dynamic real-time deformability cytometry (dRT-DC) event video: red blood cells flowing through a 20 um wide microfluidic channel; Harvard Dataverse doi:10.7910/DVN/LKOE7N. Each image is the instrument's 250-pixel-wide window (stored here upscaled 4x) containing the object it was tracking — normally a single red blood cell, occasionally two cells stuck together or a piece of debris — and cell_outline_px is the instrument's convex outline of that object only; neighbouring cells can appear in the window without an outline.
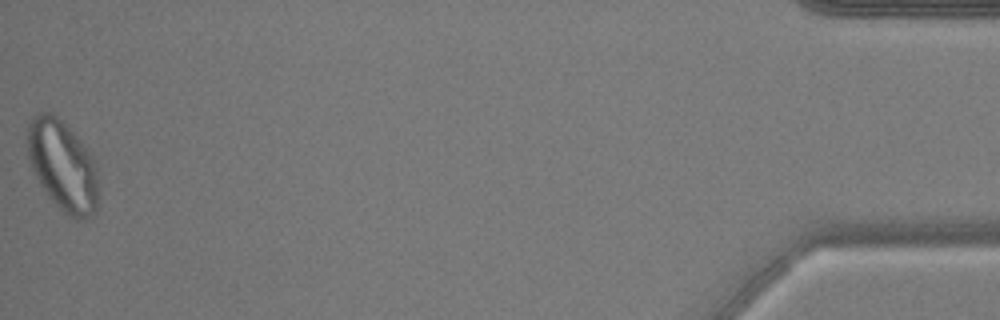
{"species": "common noctule bat (a hibernating species)", "species_latin": "Nyctalus noctula", "temperature_condition": "warm", "stored_images_in_passage": 38, "camera_frame_rate_fps": 3000, "um_per_image_px": 0.085, "animal": {"sex": "male", "body_mass_g": 17.9, "forearm_length_mm": 54.2}, "frame": {"image": 1, "passage_image": 38, "time_ms": 12.333, "image_size_px": [1000, 320], "cell_outline_px": [[96, 212], [84, 220], [76, 220], [64, 212], [48, 196], [40, 184], [32, 168], [28, 156], [28, 124], [40, 112], [48, 112], [56, 116], [88, 148], [92, 156], [96, 168]], "centroid_in_image_um": [5.33, 14.1], "position_along_channel_um": 429.9, "area_um2": 36.7}}